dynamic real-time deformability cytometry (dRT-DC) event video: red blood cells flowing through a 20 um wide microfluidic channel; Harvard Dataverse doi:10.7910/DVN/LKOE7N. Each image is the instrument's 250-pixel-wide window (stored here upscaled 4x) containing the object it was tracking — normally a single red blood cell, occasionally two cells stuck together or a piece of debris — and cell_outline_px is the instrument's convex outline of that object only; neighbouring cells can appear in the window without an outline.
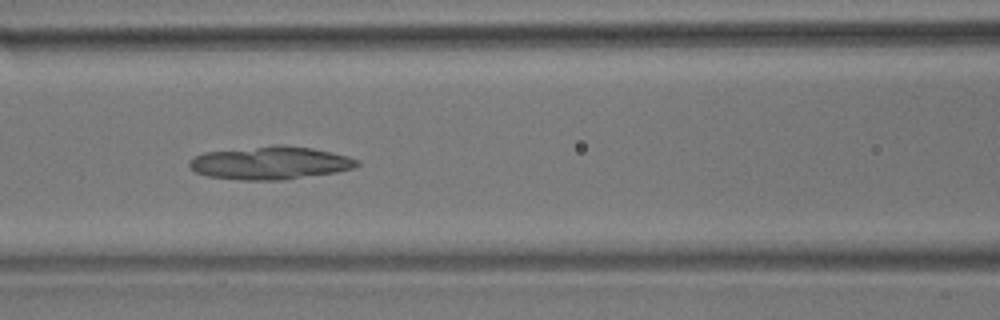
{"species": "common noctule bat (a hibernating species)", "species_latin": "Nyctalus noctula", "temperature_condition": "room temperature", "stored_images_in_passage": 11, "camera_frame_rate_fps": 3000, "um_per_image_px": 0.085, "animal": {"sex": "male", "body_mass_g": 17.9}, "frame": {"image": 1, "passage_image": 5, "time_ms": 5.333, "image_size_px": [1000, 320], "cell_outline_px": [[360, 164], [356, 168], [336, 172], [280, 180], [240, 180], [208, 176], [196, 172], [188, 164], [188, 160], [204, 152], [272, 144], [284, 144], [312, 148], [348, 156], [360, 160]], "centroid_in_image_um": [22.98, 13.83], "position_along_channel_um": 143.6, "area_um2": 32.54}}
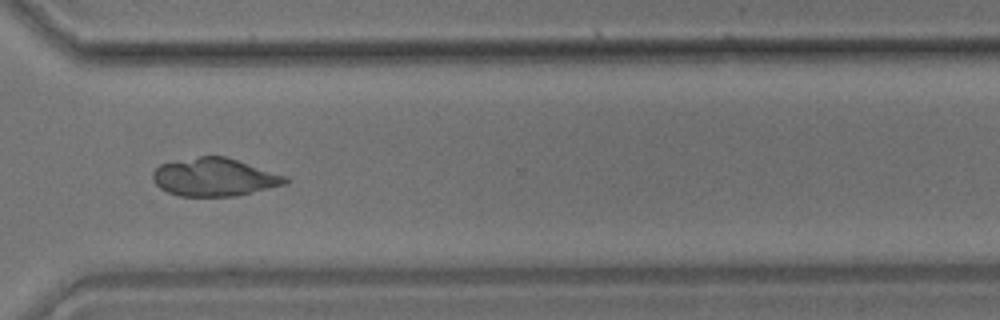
{"frame": {"image": 2, "passage_image": 10, "time_ms": 11.333, "image_size_px": [1000, 320], "cell_outline_px": [[288, 184], [236, 196], [180, 196], [168, 192], [160, 188], [152, 180], [152, 172], [160, 164], [200, 156], [224, 156], [288, 176]], "centroid_in_image_um": [18.24, 15.07], "position_along_channel_um": 352.4, "area_um2": 29.36}}